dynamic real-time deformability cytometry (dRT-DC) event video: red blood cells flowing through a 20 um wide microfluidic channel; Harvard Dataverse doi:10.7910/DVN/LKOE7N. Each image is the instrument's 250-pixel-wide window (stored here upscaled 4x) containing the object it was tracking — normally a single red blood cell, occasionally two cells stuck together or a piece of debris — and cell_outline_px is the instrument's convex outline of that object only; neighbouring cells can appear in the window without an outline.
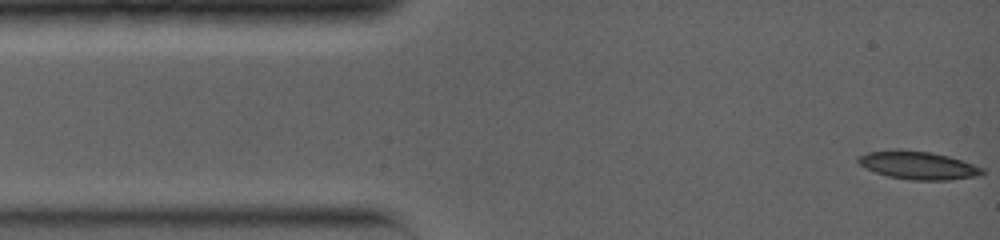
{"species": "common noctule bat (a hibernating species)", "species_latin": "Nyctalus noctula", "temperature_condition": "warm", "stored_images_in_passage": 45, "camera_frame_rate_fps": 5000, "um_per_image_px": 0.085, "animal": {"sex": "female", "body_mass_g": 19.0, "forearm_length_mm": 56.7}, "frame": {"image": 1, "passage_image": 1, "time_ms": 0.0, "image_size_px": [1000, 240], "cell_outline_px": [[984, 172], [980, 176], [948, 180], [908, 180], [888, 176], [864, 168], [856, 160], [860, 156], [868, 152], [932, 152], [948, 156], [984, 168]], "centroid_in_image_um": [78.1, 14.1], "position_along_channel_um": 6.9, "area_um2": 19.54}}
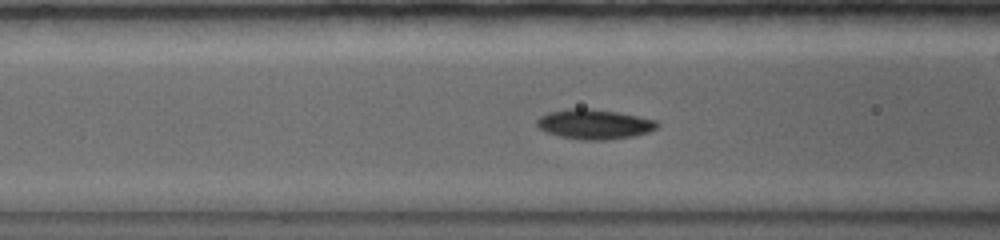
{"frame": {"image": 2, "passage_image": 15, "time_ms": 4.6, "image_size_px": [1000, 240], "cell_outline_px": [[660, 124], [656, 128], [648, 132], [632, 136], [604, 140], [580, 140], [560, 136], [548, 132], [540, 128], [536, 124], [536, 120], [540, 116], [548, 112], [568, 108], [592, 108], [616, 112], [656, 120]], "centroid_in_image_um": [50.5, 10.55], "position_along_channel_um": 116.1, "area_um2": 20.81}}
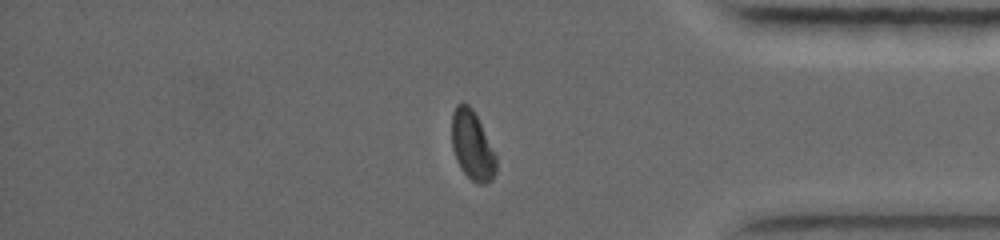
{"frame": {"image": 3, "passage_image": 37, "time_ms": 12.0, "image_size_px": [1000, 240], "cell_outline_px": [[496, 172], [492, 180], [484, 184], [480, 184], [472, 180], [460, 168], [456, 160], [452, 148], [452, 112], [456, 104], [468, 104], [472, 108], [496, 152]], "centroid_in_image_um": [40.15, 12.37], "position_along_channel_um": 395.0, "area_um2": 17.98}, "authors_computed_cell_mechanics": {"area_um2": 20.1144, "velocity_mm_per_s": 4.0144, "shape_relaxation_time_tau1_ms": 3.5014, "shape_relaxation_time_tau2_ms": null, "deformation_change_tau1": 0.1625, "deformation_change_tau2": null}}